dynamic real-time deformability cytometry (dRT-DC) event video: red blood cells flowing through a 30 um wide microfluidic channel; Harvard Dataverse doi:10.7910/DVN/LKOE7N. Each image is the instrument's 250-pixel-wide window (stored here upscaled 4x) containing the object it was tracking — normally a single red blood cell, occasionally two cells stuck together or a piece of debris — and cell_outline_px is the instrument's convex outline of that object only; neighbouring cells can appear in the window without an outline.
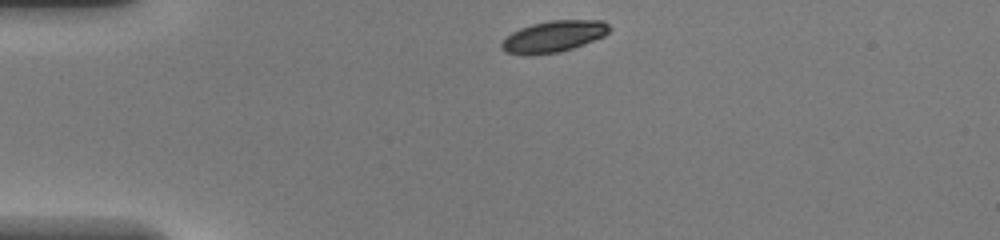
{"species": "common noctule bat (a hibernating species)", "species_latin": "Nyctalus noctula", "temperature_condition": "warm", "stored_images_in_passage": 38, "camera_frame_rate_fps": 3000, "um_per_image_px": 0.085, "animal": {"sex": "female", "body_mass_g": 20.0, "forearm_length_mm": 54.0}, "frame": {"image": 1, "passage_image": 1, "time_ms": 0.0, "image_size_px": [1000, 240], "cell_outline_px": [[612, 28], [604, 36], [584, 44], [560, 52], [528, 56], [504, 52], [500, 48], [500, 44], [512, 32], [520, 28], [532, 24], [552, 20], [604, 20]], "centroid_in_image_um": [47.05, 3.11], "position_along_channel_um": 37.9, "area_um2": 19.88}}
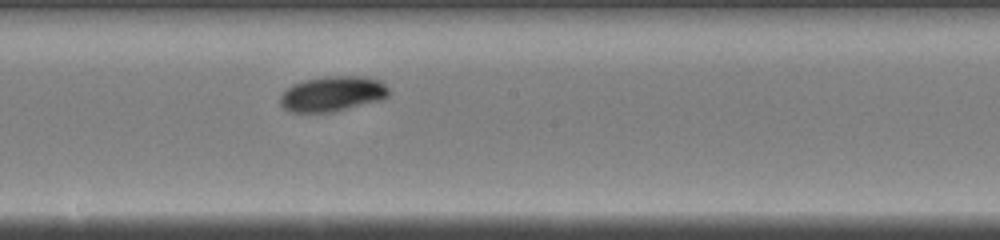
{"frame": {"image": 2, "passage_image": 17, "time_ms": 5.333, "image_size_px": [1000, 240], "cell_outline_px": [[388, 96], [380, 100], [336, 112], [288, 112], [280, 104], [280, 96], [292, 84], [304, 80], [324, 76], [364, 76], [380, 80], [388, 88]], "centroid_in_image_um": [28.25, 7.98], "position_along_channel_um": 219.9, "area_um2": 22.43}}
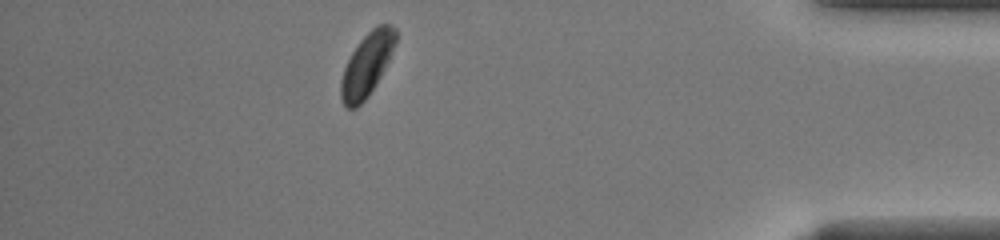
{"frame": {"image": 3, "passage_image": 33, "time_ms": 10.667, "image_size_px": [1000, 240], "cell_outline_px": [[396, 40], [388, 60], [380, 76], [368, 96], [356, 108], [344, 108], [340, 96], [340, 80], [344, 68], [352, 52], [360, 40], [376, 24], [392, 24], [396, 28]], "centroid_in_image_um": [31.16, 5.49], "position_along_channel_um": 404.0, "area_um2": 19.94}, "authors_computed_cell_mechanics": {"area_um2": 20.808, "velocity_mm_per_s": 4.2306, "shape_relaxation_time_tau1_ms": 2.1692, "shape_relaxation_time_tau2_ms": null, "deformation_change_tau1": 0.1385, "deformation_change_tau2": null}}